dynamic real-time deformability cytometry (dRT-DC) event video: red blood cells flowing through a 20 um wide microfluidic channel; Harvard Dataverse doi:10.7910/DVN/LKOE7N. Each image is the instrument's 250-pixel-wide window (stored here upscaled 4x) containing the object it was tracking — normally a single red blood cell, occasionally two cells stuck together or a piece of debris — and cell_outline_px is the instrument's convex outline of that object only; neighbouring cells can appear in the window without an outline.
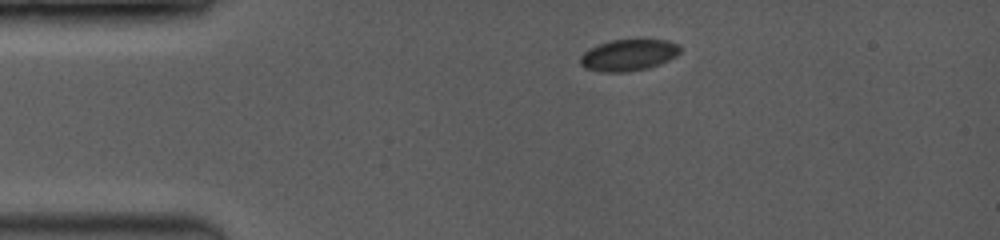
{"species": "common noctule bat (a hibernating species)", "species_latin": "Nyctalus noctula", "temperature_condition": "room temperature", "stored_images_in_passage": 2, "camera_frame_rate_fps": 3500, "um_per_image_px": 0.085, "animal": {"sex": "female", "body_mass_g": 19.0, "forearm_length_mm": 53.3}, "frame": {"image": 1, "passage_image": 1, "time_ms": 0.0, "image_size_px": [1000, 240], "cell_outline_px": [[680, 52], [676, 56], [660, 64], [648, 68], [628, 72], [600, 72], [584, 68], [580, 64], [580, 56], [584, 52], [600, 44], [612, 40], [668, 40], [680, 44]], "centroid_in_image_um": [53.43, 4.69], "position_along_channel_um": 31.6, "area_um2": 18.32}}